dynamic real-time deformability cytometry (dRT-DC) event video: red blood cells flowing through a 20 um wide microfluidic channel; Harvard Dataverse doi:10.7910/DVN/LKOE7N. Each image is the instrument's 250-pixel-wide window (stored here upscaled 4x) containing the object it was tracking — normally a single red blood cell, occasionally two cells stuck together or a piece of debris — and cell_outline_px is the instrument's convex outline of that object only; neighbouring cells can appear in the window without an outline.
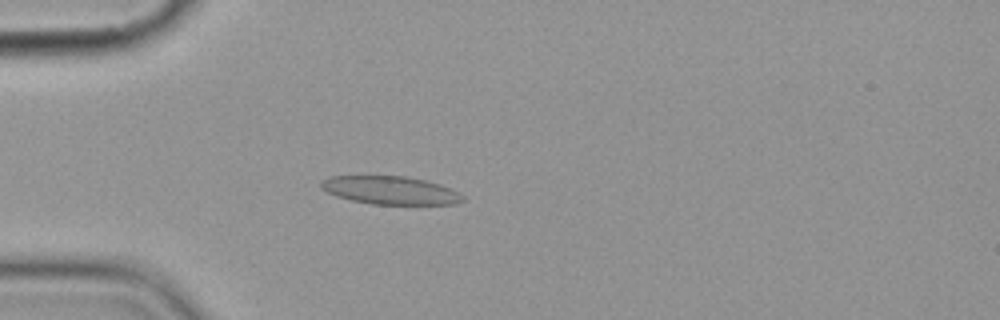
{"species": "common noctule bat (a hibernating species)", "species_latin": "Nyctalus noctula", "temperature_condition": "cold", "stored_images_in_passage": 4, "camera_frame_rate_fps": 3000, "um_per_image_px": 0.085, "animal": {"sex": "female", "body_mass_g": 19.9}, "frame": {"image": 1, "passage_image": 4, "time_ms": 3.333, "image_size_px": [1000, 320], "cell_outline_px": [[464, 200], [456, 204], [372, 204], [352, 200], [336, 196], [320, 188], [320, 180], [328, 176], [404, 176], [424, 180], [440, 184], [452, 188], [464, 196]], "centroid_in_image_um": [33.17, 16.17], "position_along_channel_um": 51.8, "area_um2": 23.29}}